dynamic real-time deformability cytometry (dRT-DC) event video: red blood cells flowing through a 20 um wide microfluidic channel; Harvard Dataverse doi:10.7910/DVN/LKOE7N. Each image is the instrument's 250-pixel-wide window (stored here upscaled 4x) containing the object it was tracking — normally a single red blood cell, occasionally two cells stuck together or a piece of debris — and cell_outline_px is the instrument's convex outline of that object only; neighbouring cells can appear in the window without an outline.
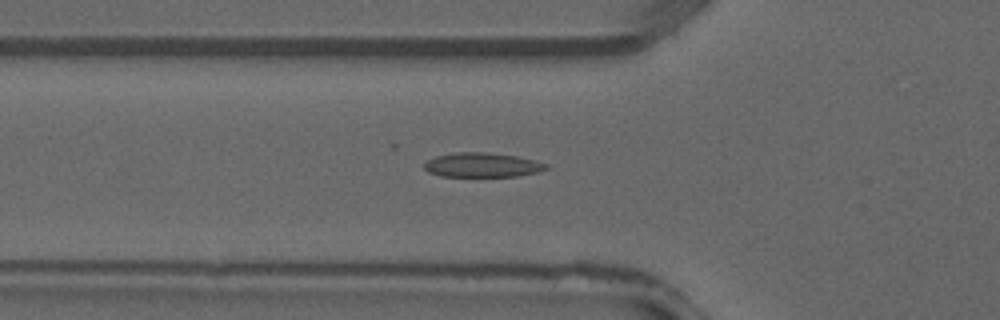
{"species": "common noctule bat (a hibernating species)", "species_latin": "Nyctalus noctula", "temperature_condition": "warm", "stored_images_in_passage": 30, "camera_frame_rate_fps": 3000, "um_per_image_px": 0.085, "animal": {"sex": "male", "forearm_length_mm": 52.5}, "frame": {"image": 1, "passage_image": 12, "time_ms": 3.667, "image_size_px": [1000, 320], "cell_outline_px": [[548, 168], [540, 172], [520, 176], [440, 176], [428, 172], [424, 168], [424, 164], [428, 160], [436, 156], [460, 152], [488, 152], [516, 156], [548, 164]], "centroid_in_image_um": [41.01, 14.03], "position_along_channel_um": 84.8, "area_um2": 17.28}}
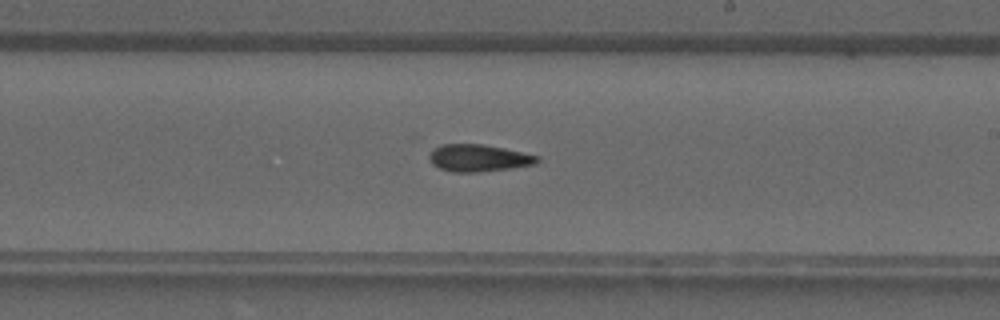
{"frame": {"image": 2, "passage_image": 21, "time_ms": 6.667, "image_size_px": [1000, 320], "cell_outline_px": [[540, 160], [536, 164], [512, 168], [480, 172], [452, 172], [440, 168], [432, 164], [428, 156], [432, 148], [440, 144], [484, 144], [504, 148], [540, 156]], "centroid_in_image_um": [40.67, 13.43], "position_along_channel_um": 248.3, "area_um2": 17.28}}
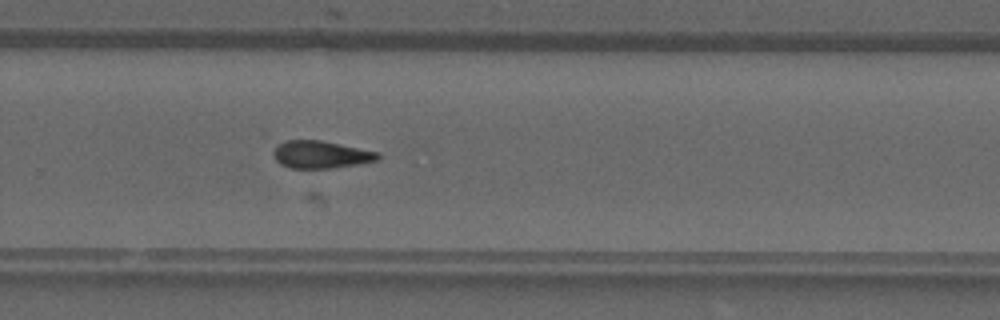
{"frame": {"image": 3, "passage_image": 24, "time_ms": 7.667, "image_size_px": [1000, 320], "cell_outline_px": [[380, 156], [376, 160], [356, 164], [328, 168], [288, 168], [280, 164], [276, 160], [272, 152], [284, 140], [320, 140], [380, 152]], "centroid_in_image_um": [27.25, 13.13], "position_along_channel_um": 302.6, "area_um2": 16.53}}